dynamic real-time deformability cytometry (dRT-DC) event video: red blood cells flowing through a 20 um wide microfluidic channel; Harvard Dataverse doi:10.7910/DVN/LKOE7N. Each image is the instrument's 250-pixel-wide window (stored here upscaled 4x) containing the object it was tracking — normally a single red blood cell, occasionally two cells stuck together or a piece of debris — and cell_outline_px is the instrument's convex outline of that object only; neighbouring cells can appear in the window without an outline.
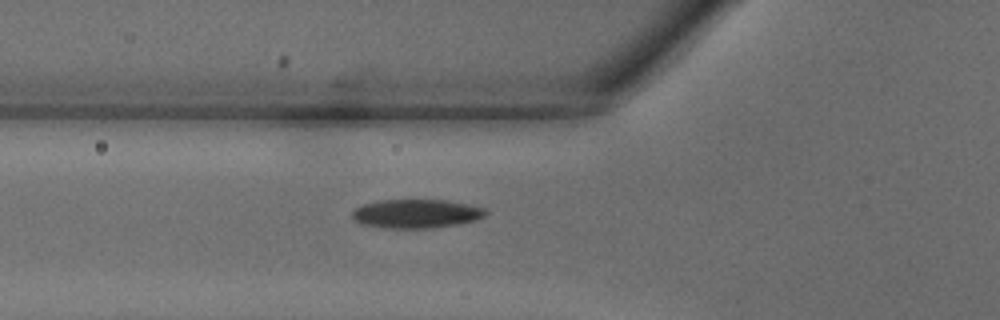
{"species": "common noctule bat (a hibernating species)", "species_latin": "Nyctalus noctula", "temperature_condition": "warm", "stored_images_in_passage": 6, "camera_frame_rate_fps": 3000, "um_per_image_px": 0.085, "animal": {"sex": "male", "body_mass_g": 18.8}, "frame": {"image": 1, "passage_image": 2, "time_ms": 0.333, "image_size_px": [1000, 320], "cell_outline_px": [[488, 212], [484, 216], [476, 220], [456, 224], [428, 228], [384, 228], [360, 224], [352, 220], [352, 212], [356, 208], [364, 204], [380, 200], [444, 200], [468, 204], [484, 208]], "centroid_in_image_um": [35.34, 18.16], "position_along_channel_um": 90.5, "area_um2": 22.37}}
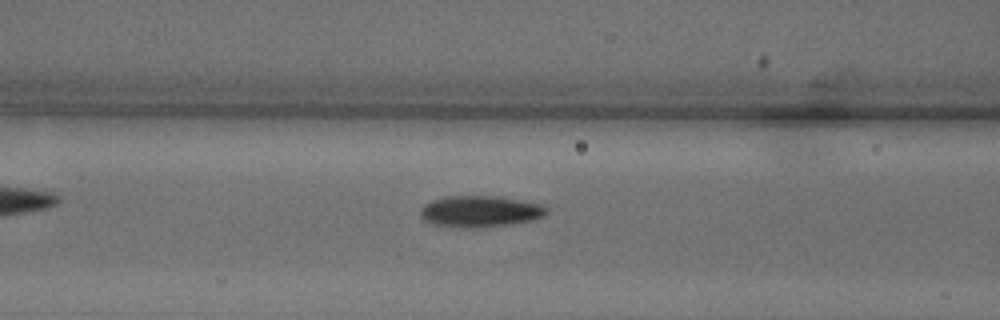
{"frame": {"image": 2, "passage_image": 4, "time_ms": 1.0, "image_size_px": [1000, 320], "cell_outline_px": [[548, 212], [544, 216], [532, 220], [508, 224], [476, 228], [460, 228], [432, 224], [424, 220], [420, 216], [420, 208], [424, 204], [432, 200], [448, 196], [496, 196], [540, 204], [548, 208]], "centroid_in_image_um": [40.77, 17.97], "position_along_channel_um": 125.8, "area_um2": 23.06}}
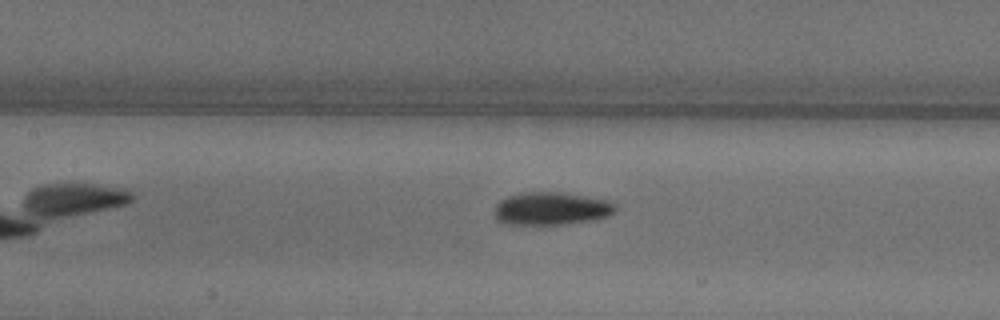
{"frame": {"image": 3, "passage_image": 6, "time_ms": 1.667, "image_size_px": [1000, 320], "cell_outline_px": [[616, 212], [608, 216], [592, 220], [564, 224], [504, 224], [496, 220], [492, 212], [496, 204], [500, 200], [508, 196], [520, 192], [564, 192], [608, 200], [616, 204]], "centroid_in_image_um": [46.83, 17.72], "position_along_channel_um": 160.6, "area_um2": 23.52}}